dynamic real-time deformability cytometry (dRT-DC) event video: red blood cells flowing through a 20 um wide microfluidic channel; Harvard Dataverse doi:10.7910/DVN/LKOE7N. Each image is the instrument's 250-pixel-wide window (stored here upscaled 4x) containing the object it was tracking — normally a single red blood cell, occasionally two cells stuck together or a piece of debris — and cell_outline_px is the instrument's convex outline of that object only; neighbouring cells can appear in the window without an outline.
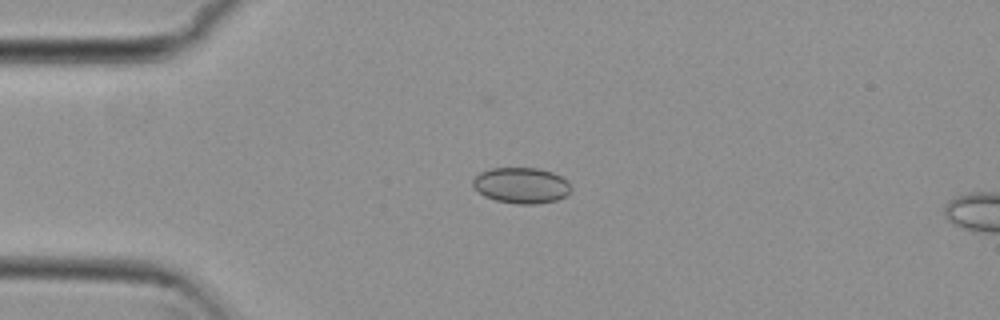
{"species": "common noctule bat (a hibernating species)", "species_latin": "Nyctalus noctula", "temperature_condition": "cold", "stored_images_in_passage": 4, "camera_frame_rate_fps": 3000, "um_per_image_px": 0.085, "animal": {"sex": "female", "body_mass_g": 29.2, "forearm_length_mm": 56.3}, "frame": {"image": 1, "passage_image": 3, "time_ms": 0.667, "image_size_px": [1000, 320], "cell_outline_px": [[572, 188], [564, 196], [556, 200], [536, 204], [516, 204], [496, 200], [484, 196], [472, 184], [472, 180], [480, 172], [492, 168], [540, 168], [552, 172], [568, 180]], "centroid_in_image_um": [44.32, 15.75], "position_along_channel_um": 40.7, "area_um2": 20.46}}